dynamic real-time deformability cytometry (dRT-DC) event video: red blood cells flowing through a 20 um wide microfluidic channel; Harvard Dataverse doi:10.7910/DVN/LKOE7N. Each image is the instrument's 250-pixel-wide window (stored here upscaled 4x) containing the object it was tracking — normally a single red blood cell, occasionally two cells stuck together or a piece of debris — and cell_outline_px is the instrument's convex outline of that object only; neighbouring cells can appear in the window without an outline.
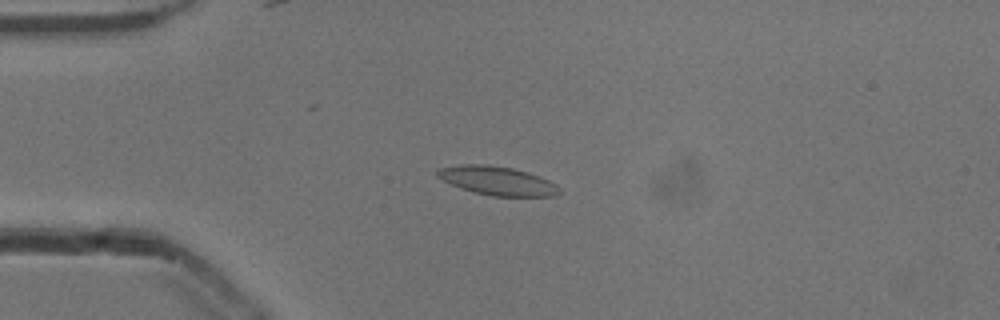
{"species": "common noctule bat (a hibernating species)", "species_latin": "Nyctalus noctula", "temperature_condition": "cold", "stored_images_in_passage": 51, "camera_frame_rate_fps": 3000, "um_per_image_px": 0.085, "animal": {"sex": "male", "body_mass_g": 13.3}, "frame": {"image": 1, "passage_image": 13, "time_ms": 4.0, "image_size_px": [1000, 320], "cell_outline_px": [[560, 192], [556, 196], [492, 196], [460, 188], [436, 176], [436, 168], [460, 164], [488, 164], [512, 168], [528, 172], [548, 180], [556, 184], [560, 188]], "centroid_in_image_um": [42.26, 15.35], "position_along_channel_um": 42.7, "area_um2": 20.46}}
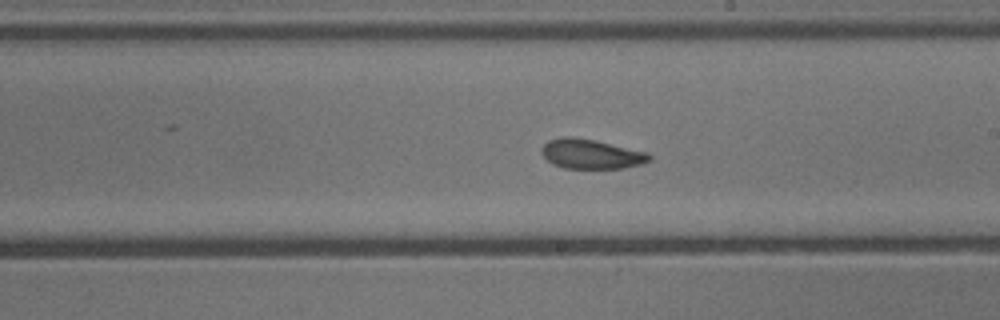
{"frame": {"image": 2, "passage_image": 30, "time_ms": 9.667, "image_size_px": [1000, 320], "cell_outline_px": [[652, 160], [640, 164], [624, 168], [564, 168], [552, 164], [540, 152], [540, 148], [548, 140], [560, 136], [572, 136], [596, 140], [648, 152], [652, 156]], "centroid_in_image_um": [50.23, 13.07], "position_along_channel_um": 238.8, "area_um2": 18.84}}
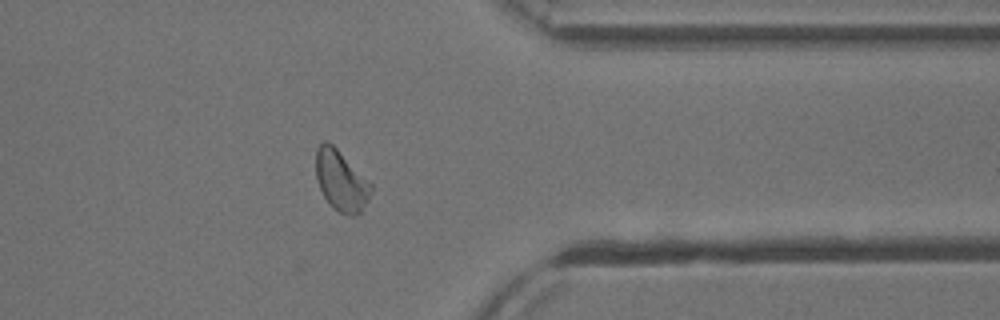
{"frame": {"image": 3, "passage_image": 42, "time_ms": 13.667, "image_size_px": [1000, 320], "cell_outline_px": [[372, 188], [368, 200], [360, 212], [356, 216], [352, 216], [340, 212], [324, 196], [316, 180], [316, 148], [324, 140], [328, 140], [372, 184]], "centroid_in_image_um": [28.98, 15.33], "position_along_channel_um": 382.4, "area_um2": 19.07}, "authors_computed_cell_mechanics": {"area_um2": 19.363, "velocity_mm_per_s": 3.8753, "shape_relaxation_time_tau1_ms": 5.0394, "shape_relaxation_time_tau2_ms": 1.6583, "deformation_change_tau1": 0.0991, "deformation_change_tau2": 0.0646}}